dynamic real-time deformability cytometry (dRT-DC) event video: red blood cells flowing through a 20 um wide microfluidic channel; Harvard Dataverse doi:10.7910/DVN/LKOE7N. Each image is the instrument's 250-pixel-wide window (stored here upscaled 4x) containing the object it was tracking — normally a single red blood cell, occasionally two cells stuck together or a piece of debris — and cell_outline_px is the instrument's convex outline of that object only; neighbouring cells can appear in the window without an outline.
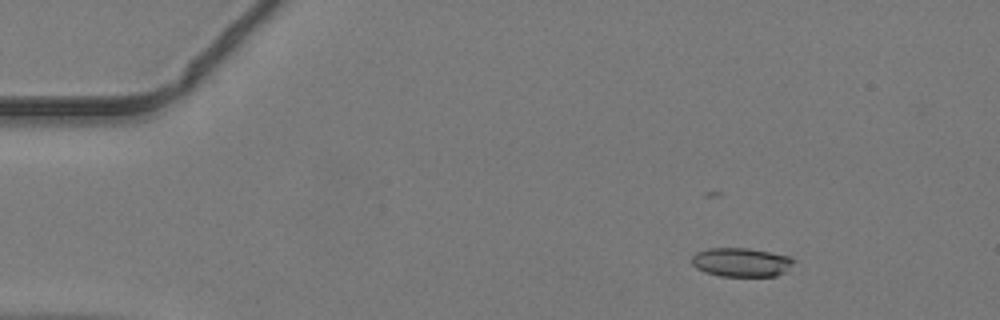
{"species": "common noctule bat (a hibernating species)", "species_latin": "Nyctalus noctula", "temperature_condition": "warm", "stored_images_in_passage": 13, "camera_frame_rate_fps": 3000, "um_per_image_px": 0.085, "animal": {"sex": "male", "body_mass_g": 19.2, "forearm_length_mm": 51.8}, "frame": {"image": 1, "passage_image": 7, "time_ms": 2.0, "image_size_px": [1000, 320], "cell_outline_px": [[796, 260], [788, 272], [776, 276], [720, 276], [704, 272], [696, 268], [692, 264], [692, 256], [696, 252], [708, 248], [748, 248], [788, 256]], "centroid_in_image_um": [63.02, 22.3], "position_along_channel_um": 22.0, "area_um2": 17.34}}